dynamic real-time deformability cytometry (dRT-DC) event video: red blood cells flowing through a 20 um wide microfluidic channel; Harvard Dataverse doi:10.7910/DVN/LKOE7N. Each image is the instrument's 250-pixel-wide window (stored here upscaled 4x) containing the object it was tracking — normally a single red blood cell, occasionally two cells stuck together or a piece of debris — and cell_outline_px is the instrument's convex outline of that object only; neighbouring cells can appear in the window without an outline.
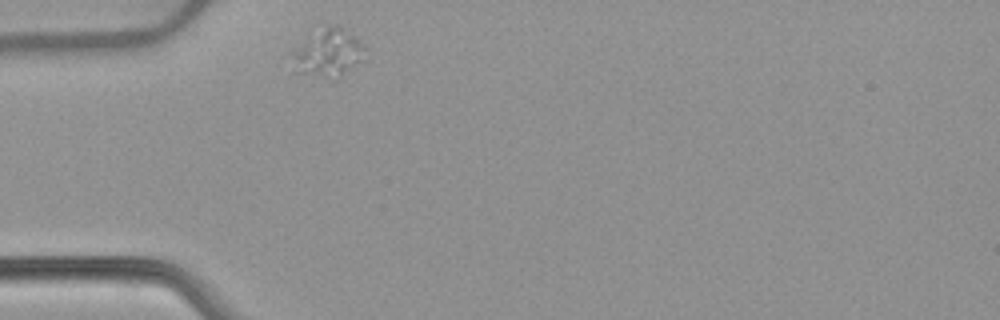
{"species": "common noctule bat (a hibernating species)", "species_latin": "Nyctalus noctula", "temperature_condition": "warm", "stored_images_in_passage": 41, "camera_frame_rate_fps": 3000, "um_per_image_px": 0.085, "animal": {"sex": "female", "body_mass_g": 22.7, "forearm_length_mm": 54.2}, "frame": {"image": 1, "passage_image": 1, "time_ms": 0.0, "image_size_px": [1000, 320], "cell_outline_px": [[364, 48], [356, 60], [336, 80], [332, 80], [292, 72], [292, 52], [308, 36], [332, 24], [340, 24]], "centroid_in_image_um": [27.74, 4.53], "position_along_channel_um": 57.3, "area_um2": 19.59}}
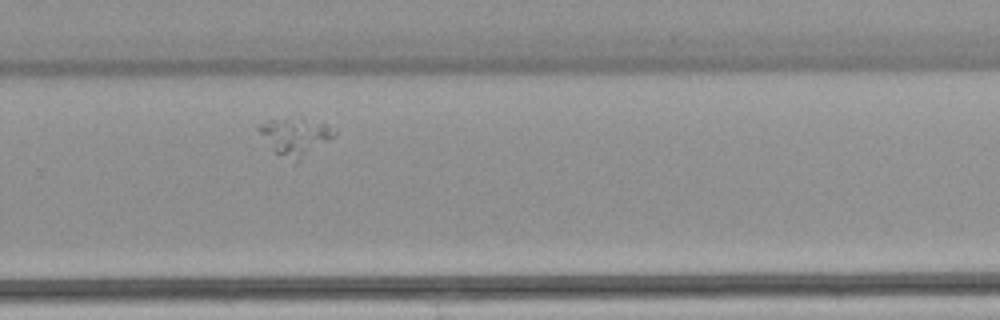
{"frame": {"image": 2, "passage_image": 23, "time_ms": 7.333, "image_size_px": [1000, 320], "cell_outline_px": [[336, 136], [296, 164], [280, 156], [276, 152], [256, 128], [260, 124], [268, 120], [300, 112], [324, 124], [336, 132]], "centroid_in_image_um": [25.13, 11.53], "position_along_channel_um": 304.7, "area_um2": 17.46}}
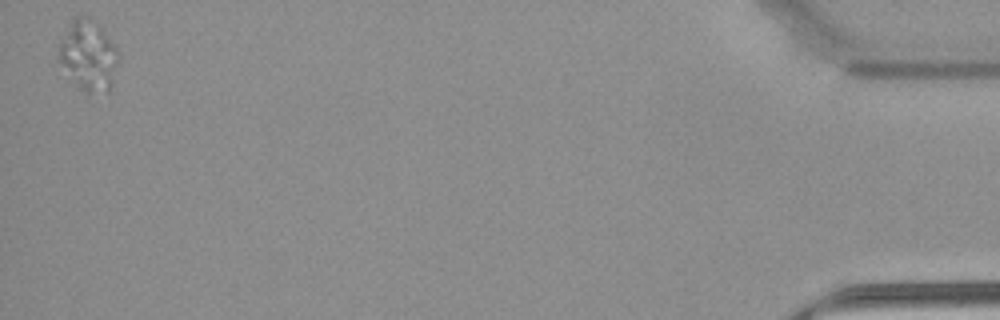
{"frame": {"image": 3, "passage_image": 41, "time_ms": 13.333, "image_size_px": [1000, 320], "cell_outline_px": [[120, 60], [112, 88], [108, 92], [84, 96], [56, 60], [56, 48], [60, 40], [72, 24], [80, 16], [100, 24], [120, 52]], "centroid_in_image_um": [7.54, 4.84], "position_along_channel_um": 427.7, "area_um2": 25.37}}